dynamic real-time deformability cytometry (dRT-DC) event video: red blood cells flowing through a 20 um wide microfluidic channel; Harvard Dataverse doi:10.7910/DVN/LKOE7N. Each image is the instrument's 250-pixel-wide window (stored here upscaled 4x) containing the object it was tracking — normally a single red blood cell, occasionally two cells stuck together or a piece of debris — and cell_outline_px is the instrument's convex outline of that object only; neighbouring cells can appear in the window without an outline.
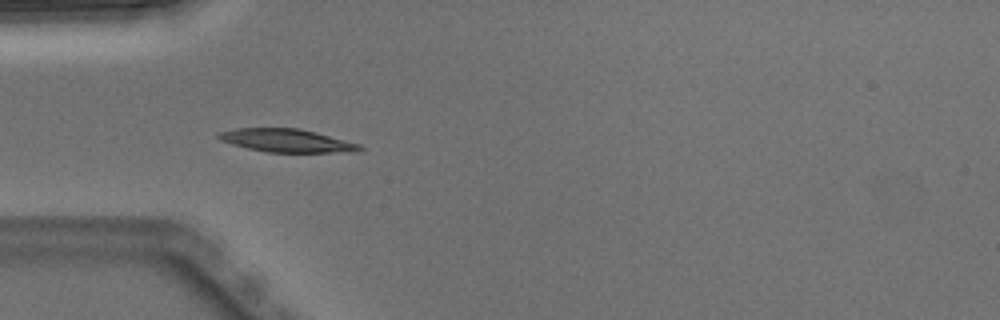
{"species": "Egyptian fruit bat (a non-hibernating species)", "species_latin": "Rousettus aegyptiacus", "temperature_condition": "warm", "stored_images_in_passage": 4, "camera_frame_rate_fps": 3000, "um_per_image_px": 0.085, "animal": {"sex": "male"}, "frame": {"image": 1, "passage_image": 4, "time_ms": 1.0, "image_size_px": [1000, 320], "cell_outline_px": [[364, 148], [360, 152], [268, 152], [248, 148], [232, 144], [220, 140], [216, 136], [220, 132], [236, 128], [300, 128], [316, 132], [360, 144]], "centroid_in_image_um": [24.4, 11.95], "position_along_channel_um": 60.6, "area_um2": 19.02}}